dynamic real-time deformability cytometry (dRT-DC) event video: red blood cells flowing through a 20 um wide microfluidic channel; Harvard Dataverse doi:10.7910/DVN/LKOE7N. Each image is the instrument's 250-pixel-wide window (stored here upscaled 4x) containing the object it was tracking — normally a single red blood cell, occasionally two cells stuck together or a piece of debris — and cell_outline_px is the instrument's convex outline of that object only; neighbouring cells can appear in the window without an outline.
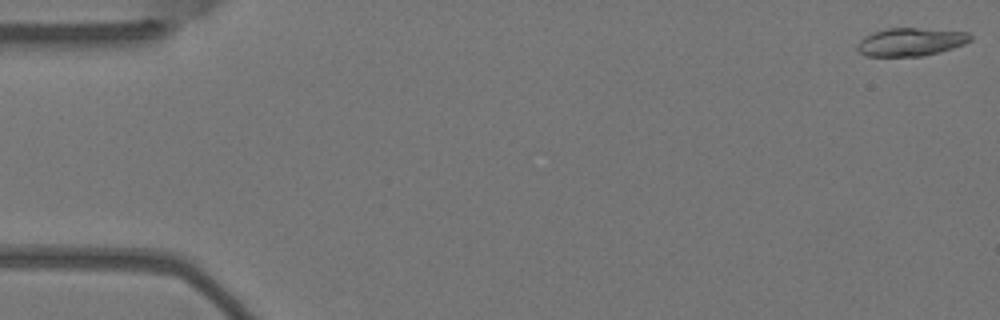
{"species": "Egyptian fruit bat (a non-hibernating species)", "species_latin": "Rousettus aegyptiacus", "temperature_condition": "warm", "stored_images_in_passage": 5, "camera_frame_rate_fps": 3000, "um_per_image_px": 0.085, "animal": {"sex": "female"}, "frame": {"image": 1, "passage_image": 1, "time_ms": 0.0, "image_size_px": [1000, 320], "cell_outline_px": [[972, 40], [964, 44], [940, 52], [924, 56], [864, 56], [856, 48], [856, 44], [864, 36], [872, 32], [888, 28], [916, 28], [968, 32], [972, 36]], "centroid_in_image_um": [77.39, 3.57], "position_along_channel_um": 7.6, "area_um2": 18.61}}
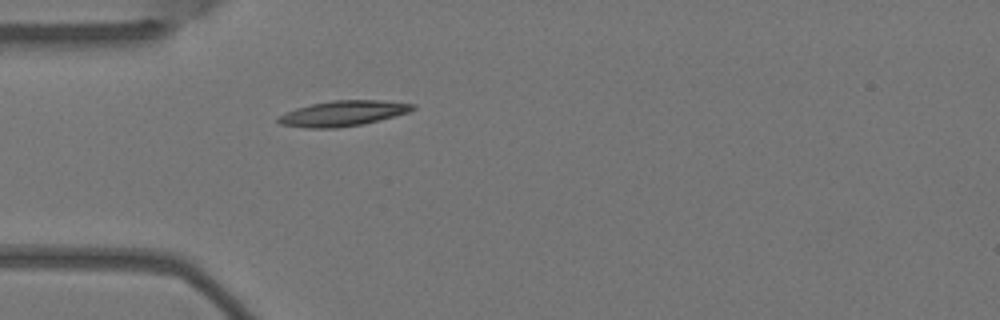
{"frame": {"image": 2, "passage_image": 5, "time_ms": 1.333, "image_size_px": [1000, 320], "cell_outline_px": [[416, 108], [408, 112], [360, 124], [336, 128], [308, 128], [280, 124], [276, 120], [276, 116], [284, 112], [296, 108], [312, 104], [332, 100], [380, 100], [416, 104]], "centroid_in_image_um": [29.09, 9.63], "position_along_channel_um": 55.9, "area_um2": 19.71}}